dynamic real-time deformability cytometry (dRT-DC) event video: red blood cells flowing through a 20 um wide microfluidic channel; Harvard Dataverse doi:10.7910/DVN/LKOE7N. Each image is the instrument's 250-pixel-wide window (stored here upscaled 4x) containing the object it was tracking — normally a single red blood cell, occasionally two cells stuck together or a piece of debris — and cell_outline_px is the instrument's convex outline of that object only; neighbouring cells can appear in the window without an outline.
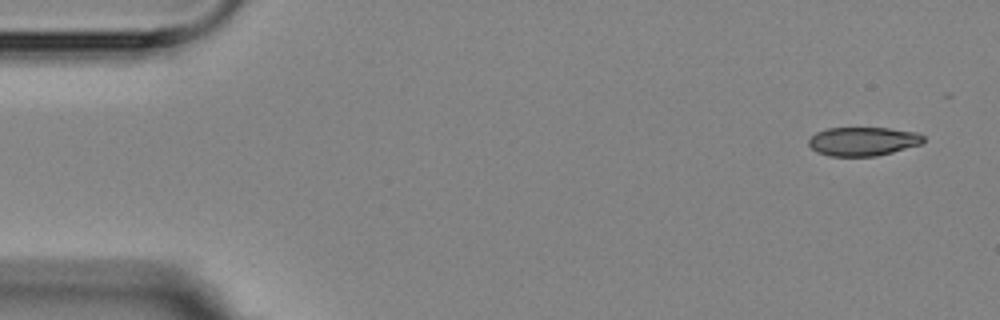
{"species": "Egyptian fruit bat (a non-hibernating species)", "species_latin": "Rousettus aegyptiacus", "temperature_condition": "room temperature", "stored_images_in_passage": 7, "camera_frame_rate_fps": 3000, "um_per_image_px": 0.085, "animal": {"sex": "female"}, "frame": {"image": 1, "passage_image": 1, "time_ms": 0.0, "image_size_px": [1000, 320], "cell_outline_px": [[924, 144], [876, 156], [828, 156], [816, 152], [808, 144], [808, 140], [816, 132], [828, 128], [888, 128], [916, 132], [924, 136]], "centroid_in_image_um": [73.36, 12.02], "position_along_channel_um": 11.6, "area_um2": 19.36}}
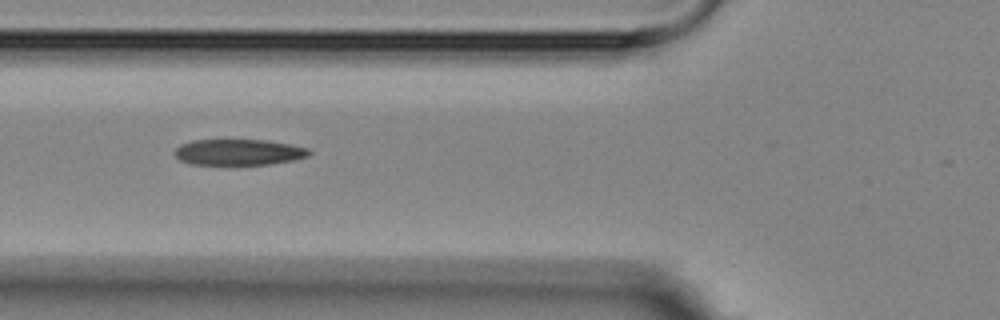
{"frame": {"image": 2, "passage_image": 6, "time_ms": 5.667, "image_size_px": [1000, 320], "cell_outline_px": [[312, 152], [308, 156], [292, 160], [268, 164], [192, 164], [180, 160], [172, 152], [180, 144], [192, 140], [264, 140], [292, 144], [308, 148]], "centroid_in_image_um": [20.28, 12.92], "position_along_channel_um": 105.5, "area_um2": 20.29}}
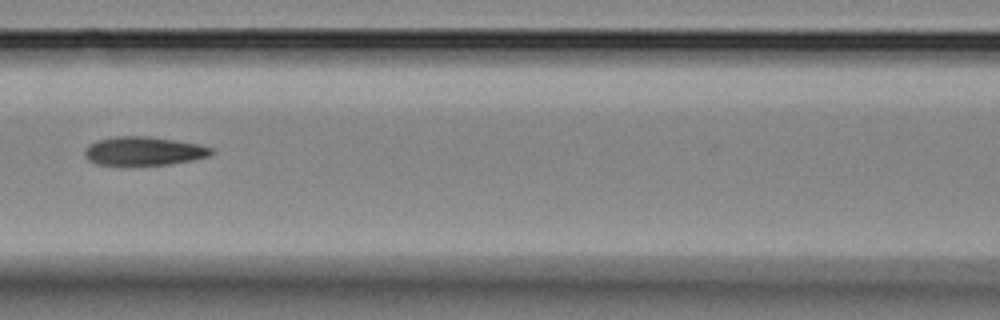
{"frame": {"image": 3, "passage_image": 7, "time_ms": 7.0, "image_size_px": [1000, 320], "cell_outline_px": [[216, 152], [208, 156], [192, 160], [168, 164], [96, 164], [88, 160], [84, 156], [84, 148], [88, 144], [96, 140], [116, 136], [148, 136], [200, 144], [212, 148]], "centroid_in_image_um": [12.2, 12.82], "position_along_channel_um": 154.4, "area_um2": 21.1}}